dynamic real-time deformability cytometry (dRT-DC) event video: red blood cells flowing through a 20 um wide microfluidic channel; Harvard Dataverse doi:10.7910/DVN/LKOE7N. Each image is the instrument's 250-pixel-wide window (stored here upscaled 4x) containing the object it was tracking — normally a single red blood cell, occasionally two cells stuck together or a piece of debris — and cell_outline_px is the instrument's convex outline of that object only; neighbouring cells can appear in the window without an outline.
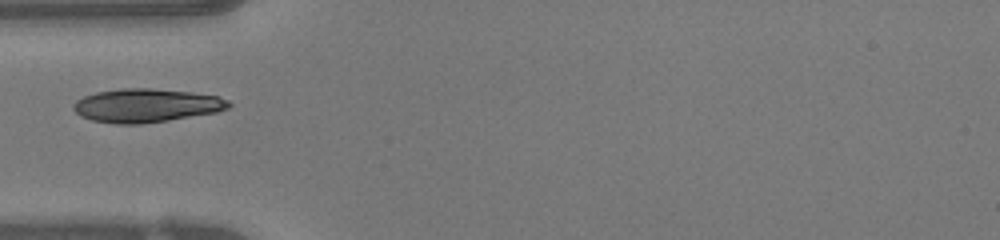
{"species": "human", "species_latin": "Homo sapiens", "temperature_condition": "warm", "stored_images_in_passage": 35, "camera_frame_rate_fps": 3000, "um_per_image_px": 0.085, "donor": {"sex": "female"}, "frame": {"image": 1, "passage_image": 1, "time_ms": 0.0, "image_size_px": [1000, 240], "cell_outline_px": [[232, 104], [228, 108], [216, 112], [168, 120], [140, 124], [116, 124], [92, 120], [80, 116], [72, 108], [72, 104], [76, 100], [84, 96], [96, 92], [120, 88], [152, 88], [192, 92], [220, 96], [228, 100]], "centroid_in_image_um": [12.42, 8.96], "position_along_channel_um": 72.6, "area_um2": 30.52}}
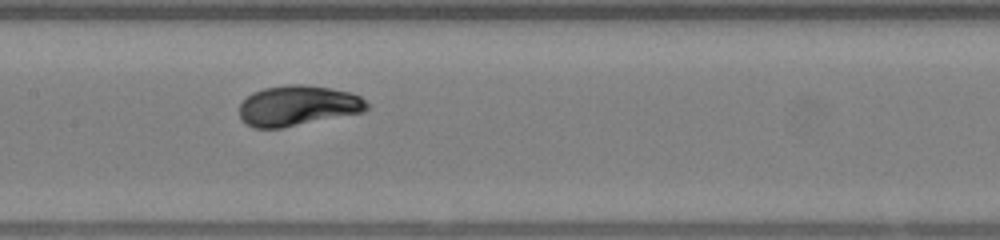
{"frame": {"image": 2, "passage_image": 9, "time_ms": 2.667, "image_size_px": [1000, 240], "cell_outline_px": [[368, 108], [364, 112], [280, 128], [256, 128], [248, 124], [240, 116], [240, 104], [252, 92], [264, 88], [288, 84], [304, 84], [352, 92], [360, 96], [368, 104]], "centroid_in_image_um": [25.33, 8.97], "position_along_channel_um": 182.1, "area_um2": 29.77}}
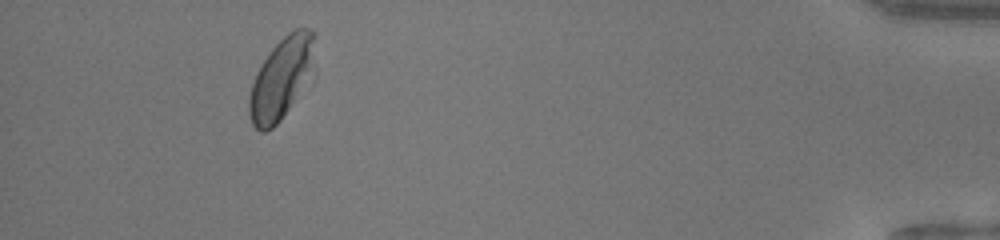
{"frame": {"image": 3, "passage_image": 31, "time_ms": 10.0, "image_size_px": [1000, 240], "cell_outline_px": [[316, 80], [280, 120], [272, 128], [264, 132], [260, 132], [252, 124], [248, 116], [248, 96], [256, 72], [272, 48], [288, 32], [296, 28], [308, 28], [316, 32]], "centroid_in_image_um": [24.04, 6.65], "position_along_channel_um": 411.2, "area_um2": 33.06}}